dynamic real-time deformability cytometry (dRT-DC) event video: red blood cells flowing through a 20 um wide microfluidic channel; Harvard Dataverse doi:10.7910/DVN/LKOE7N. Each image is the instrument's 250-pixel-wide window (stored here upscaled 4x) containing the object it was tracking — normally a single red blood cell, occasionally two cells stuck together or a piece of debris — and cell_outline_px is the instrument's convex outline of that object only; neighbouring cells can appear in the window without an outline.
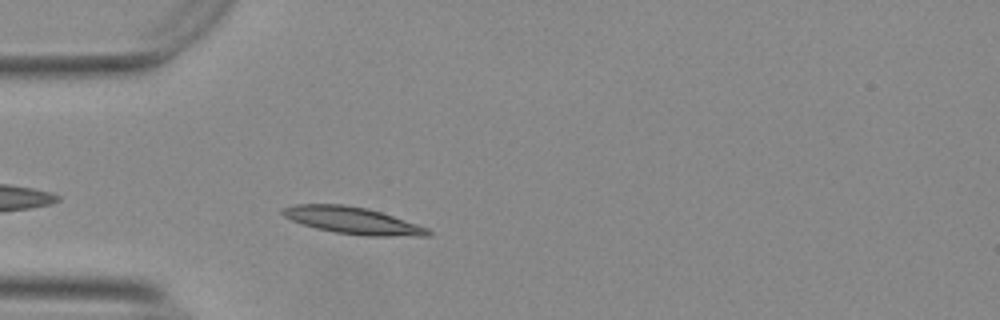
{"species": "Egyptian fruit bat (a non-hibernating species)", "species_latin": "Rousettus aegyptiacus", "temperature_condition": "warm", "stored_images_in_passage": 39, "camera_frame_rate_fps": 3000, "um_per_image_px": 0.085, "animal": {"sex": "female"}, "frame": {"image": 1, "passage_image": 4, "time_ms": 1.0, "image_size_px": [1000, 320], "cell_outline_px": [[432, 236], [360, 236], [336, 232], [316, 228], [292, 220], [284, 216], [280, 212], [280, 208], [296, 204], [344, 204], [368, 208], [428, 228], [432, 232]], "centroid_in_image_um": [29.97, 18.74], "position_along_channel_um": 55.0, "area_um2": 22.77}}
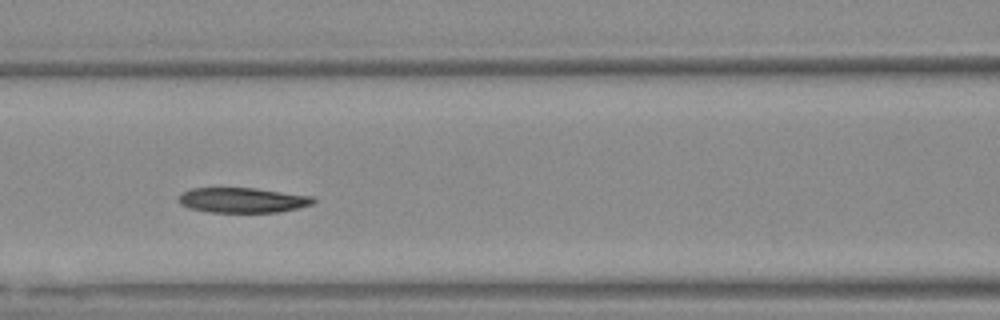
{"frame": {"image": 2, "passage_image": 12, "time_ms": 3.667, "image_size_px": [1000, 320], "cell_outline_px": [[316, 200], [312, 204], [280, 212], [208, 212], [192, 208], [180, 204], [176, 200], [180, 192], [192, 188], [256, 188], [312, 196]], "centroid_in_image_um": [20.57, 17.0], "position_along_channel_um": 146.0, "area_um2": 19.71}}
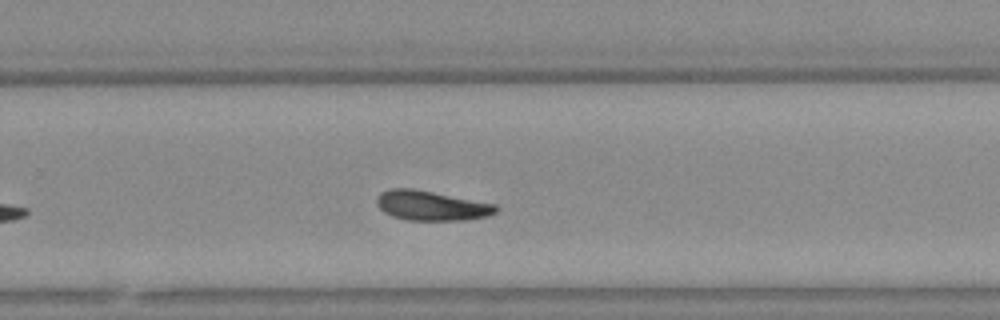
{"frame": {"image": 3, "passage_image": 24, "time_ms": 7.667, "image_size_px": [1000, 320], "cell_outline_px": [[500, 208], [496, 212], [488, 216], [468, 220], [404, 220], [392, 216], [384, 212], [376, 204], [376, 200], [380, 192], [388, 188], [412, 188], [496, 204]], "centroid_in_image_um": [36.66, 17.48], "position_along_channel_um": 293.1, "area_um2": 20.81}, "authors_computed_cell_mechanics": {"area_um2": 20.4612, "velocity_mm_per_s": 3.6972, "shape_relaxation_time_tau1_ms": null, "shape_relaxation_time_tau2_ms": 2.6841, "deformation_change_tau1": null, "deformation_change_tau2": 0.0797}}